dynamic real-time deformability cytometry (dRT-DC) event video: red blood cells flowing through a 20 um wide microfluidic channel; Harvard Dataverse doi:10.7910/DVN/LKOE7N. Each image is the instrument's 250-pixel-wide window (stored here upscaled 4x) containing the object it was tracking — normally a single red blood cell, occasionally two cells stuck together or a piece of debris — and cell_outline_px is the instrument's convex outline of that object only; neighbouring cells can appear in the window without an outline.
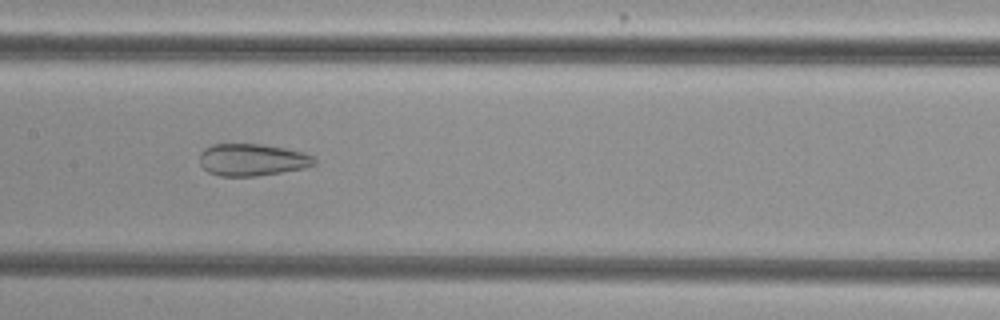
{"species": "common noctule bat (a hibernating species)", "species_latin": "Nyctalus noctula", "temperature_condition": "cold", "stored_images_in_passage": 44, "camera_frame_rate_fps": 3000, "um_per_image_px": 0.085, "animal": {"sex": "female", "body_mass_g": 29.2, "forearm_length_mm": 56.3}, "frame": {"image": 1, "passage_image": 18, "time_ms": 5.667, "image_size_px": [1000, 320], "cell_outline_px": [[316, 164], [304, 168], [256, 176], [220, 176], [208, 172], [200, 164], [200, 152], [204, 148], [212, 144], [260, 144], [284, 148], [304, 152], [312, 156], [316, 160]], "centroid_in_image_um": [21.42, 13.58], "position_along_channel_um": 186.0, "area_um2": 21.44}}
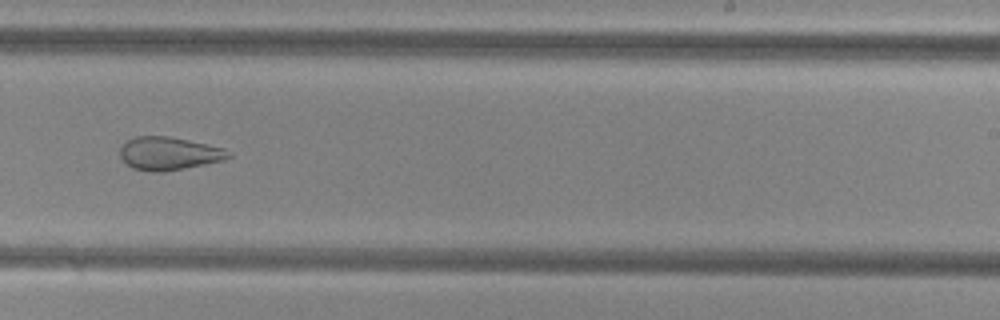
{"frame": {"image": 2, "passage_image": 25, "time_ms": 8.0, "image_size_px": [1000, 320], "cell_outline_px": [[232, 156], [224, 160], [164, 172], [152, 172], [132, 168], [120, 156], [120, 148], [128, 140], [136, 136], [168, 136], [188, 140], [224, 148], [232, 152]], "centroid_in_image_um": [14.38, 13.05], "position_along_channel_um": 274.6, "area_um2": 20.81}}
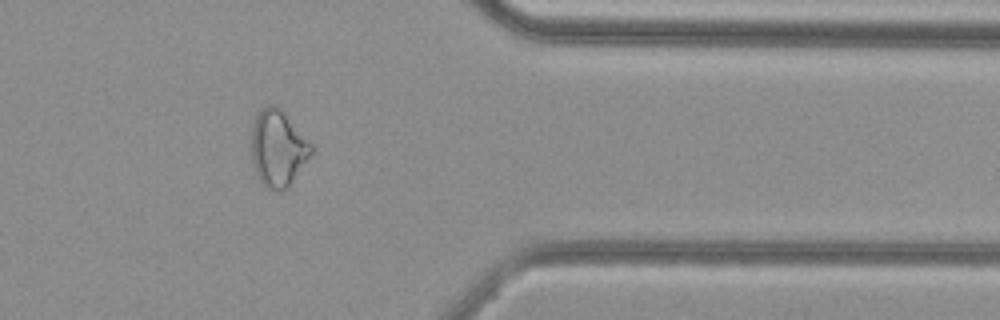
{"frame": {"image": 3, "passage_image": 35, "time_ms": 11.333, "image_size_px": [1000, 320], "cell_outline_px": [[316, 152], [288, 188], [284, 192], [276, 192], [268, 188], [260, 180], [252, 164], [252, 128], [256, 116], [260, 108], [268, 104], [276, 104], [280, 108], [316, 148]], "centroid_in_image_um": [23.68, 12.63], "position_along_channel_um": 387.7, "area_um2": 27.28}}